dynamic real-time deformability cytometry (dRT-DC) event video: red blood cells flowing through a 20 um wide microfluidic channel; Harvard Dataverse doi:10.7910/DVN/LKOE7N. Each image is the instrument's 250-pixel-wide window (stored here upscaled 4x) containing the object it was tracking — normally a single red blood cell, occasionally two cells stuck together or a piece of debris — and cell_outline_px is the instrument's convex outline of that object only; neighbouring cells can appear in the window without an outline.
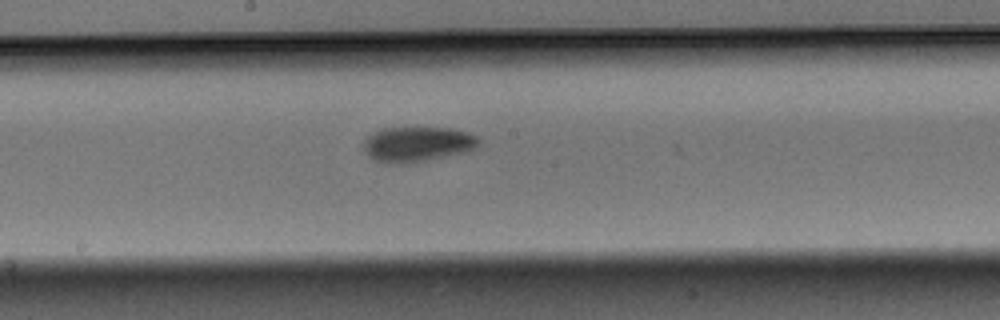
{"species": "Egyptian fruit bat (a non-hibernating species)", "species_latin": "Rousettus aegyptiacus", "temperature_condition": "warm", "stored_images_in_passage": 8, "camera_frame_rate_fps": 3000, "um_per_image_px": 0.085, "animal": {"sex": "male"}, "frame": {"image": 1, "passage_image": 8, "time_ms": 2.333, "image_size_px": [1000, 320], "cell_outline_px": [[480, 140], [472, 148], [464, 152], [428, 160], [408, 164], [384, 164], [372, 160], [364, 152], [364, 140], [368, 136], [384, 128], [452, 128], [476, 136]], "centroid_in_image_um": [35.39, 12.28], "position_along_channel_um": 212.8, "area_um2": 23.47}}